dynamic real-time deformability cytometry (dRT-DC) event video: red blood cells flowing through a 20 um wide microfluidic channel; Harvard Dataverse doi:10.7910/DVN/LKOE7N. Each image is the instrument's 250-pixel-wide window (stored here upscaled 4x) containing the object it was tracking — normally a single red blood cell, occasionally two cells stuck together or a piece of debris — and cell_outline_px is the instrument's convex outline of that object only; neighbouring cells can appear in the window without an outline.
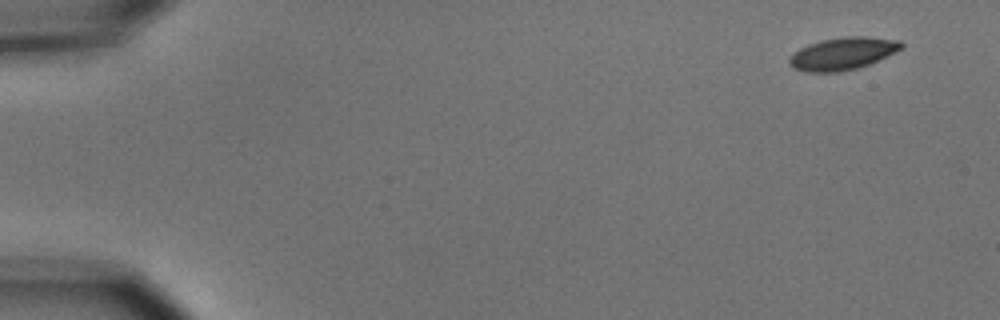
{"species": "common noctule bat (a hibernating species)", "species_latin": "Nyctalus noctula", "temperature_condition": "cold", "stored_images_in_passage": 10, "camera_frame_rate_fps": 3000, "um_per_image_px": 0.085, "animal": {"sex": "male", "body_mass_g": 15.6}, "frame": {"image": 1, "passage_image": 1, "time_ms": 0.0, "image_size_px": [1000, 320], "cell_outline_px": [[904, 48], [868, 64], [856, 68], [840, 72], [808, 72], [796, 68], [788, 64], [788, 60], [800, 48], [808, 44], [824, 40], [844, 36], [868, 36], [900, 40], [904, 44]], "centroid_in_image_um": [71.67, 4.54], "position_along_channel_um": 13.3, "area_um2": 20.98}}
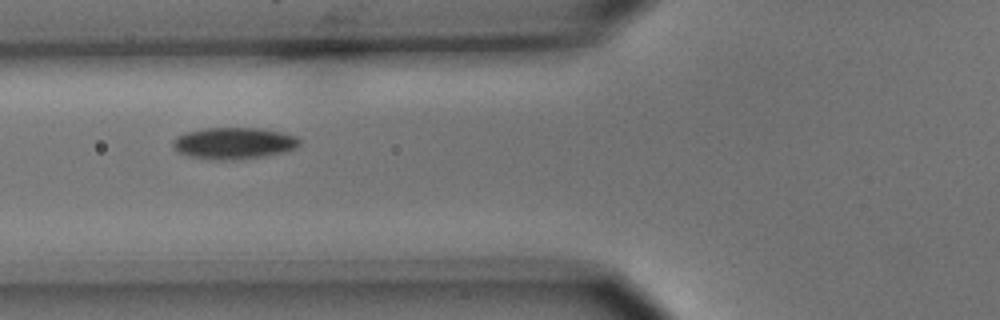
{"frame": {"image": 2, "passage_image": 6, "time_ms": 6.0, "image_size_px": [1000, 320], "cell_outline_px": [[300, 144], [296, 148], [284, 152], [260, 156], [232, 160], [212, 160], [188, 156], [176, 152], [172, 148], [172, 140], [176, 136], [184, 132], [204, 128], [260, 128], [280, 132], [296, 136], [300, 140]], "centroid_in_image_um": [19.8, 12.17], "position_along_channel_um": 106.0, "area_um2": 23.52}}
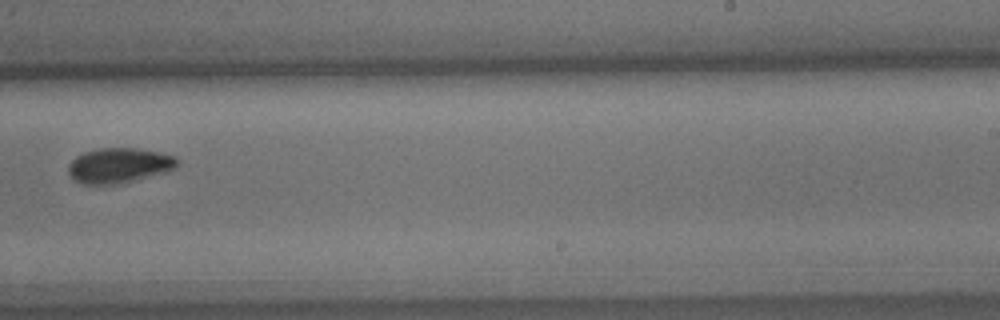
{"frame": {"image": 3, "passage_image": 10, "time_ms": 10.667, "image_size_px": [1000, 320], "cell_outline_px": [[180, 164], [176, 168], [168, 172], [132, 180], [108, 184], [84, 184], [76, 180], [68, 172], [68, 164], [76, 156], [84, 152], [100, 148], [136, 148], [160, 152], [176, 156], [180, 160]], "centroid_in_image_um": [10.18, 14.04], "position_along_channel_um": 278.8, "area_um2": 22.2}}